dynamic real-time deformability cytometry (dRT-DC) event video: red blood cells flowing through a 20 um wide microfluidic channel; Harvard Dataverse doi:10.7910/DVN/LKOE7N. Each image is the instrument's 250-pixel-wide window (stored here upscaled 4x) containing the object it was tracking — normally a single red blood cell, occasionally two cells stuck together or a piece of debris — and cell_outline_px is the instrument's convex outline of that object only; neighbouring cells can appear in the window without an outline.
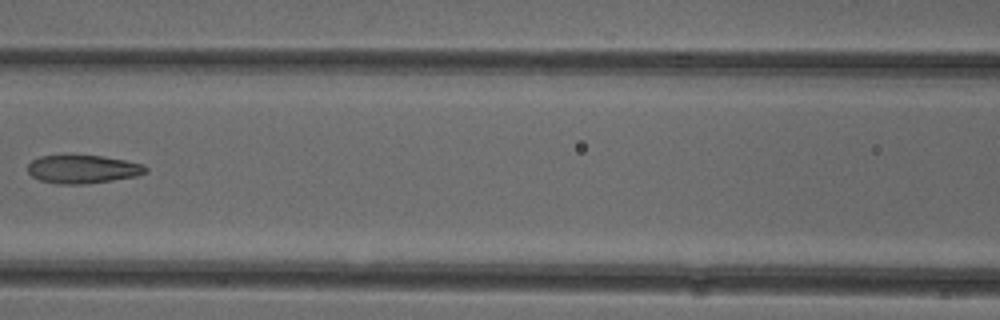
{"species": "common noctule bat (a hibernating species)", "species_latin": "Nyctalus noctula", "temperature_condition": "cold", "stored_images_in_passage": 6, "camera_frame_rate_fps": 3000, "um_per_image_px": 0.085, "animal": {"sex": "female"}, "frame": {"image": 1, "passage_image": 6, "time_ms": 6.0, "image_size_px": [1000, 320], "cell_outline_px": [[148, 172], [136, 176], [112, 180], [84, 184], [56, 184], [40, 180], [32, 176], [28, 172], [28, 164], [32, 160], [40, 156], [100, 156], [124, 160], [144, 164], [148, 168]], "centroid_in_image_um": [7.05, 14.39], "position_along_channel_um": 159.6, "area_um2": 19.31}}